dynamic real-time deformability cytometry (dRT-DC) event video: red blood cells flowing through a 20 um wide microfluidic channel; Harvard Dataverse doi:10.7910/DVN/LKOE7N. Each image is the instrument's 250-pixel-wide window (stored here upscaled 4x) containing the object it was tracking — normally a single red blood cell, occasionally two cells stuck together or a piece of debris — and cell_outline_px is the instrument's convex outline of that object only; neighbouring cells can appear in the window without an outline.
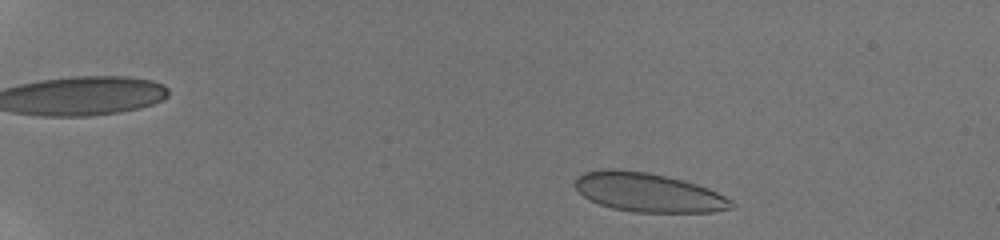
{"species": "human", "species_latin": "Homo sapiens", "temperature_condition": "room temperature", "stored_images_in_passage": 48, "camera_frame_rate_fps": 3000, "um_per_image_px": 0.085, "donor": {"sex": "male"}, "frame": {"image": 1, "passage_image": 4, "time_ms": 1.0, "image_size_px": [1000, 240], "cell_outline_px": [[736, 208], [712, 212], [632, 212], [612, 208], [588, 200], [576, 188], [576, 176], [584, 172], [604, 168], [616, 168], [648, 172], [684, 180], [708, 188], [732, 200], [736, 204]], "centroid_in_image_um": [55.11, 16.35], "position_along_channel_um": 29.9, "area_um2": 35.84}}
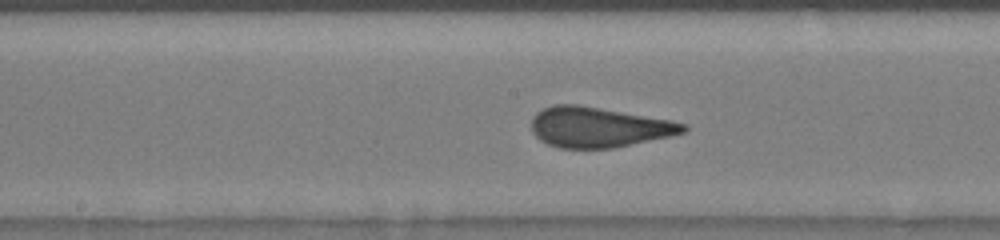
{"frame": {"image": 2, "passage_image": 26, "time_ms": 8.333, "image_size_px": [1000, 240], "cell_outline_px": [[688, 128], [684, 132], [672, 136], [612, 148], [560, 148], [548, 144], [540, 140], [532, 132], [532, 116], [536, 112], [544, 108], [556, 104], [576, 104], [672, 120], [688, 124]], "centroid_in_image_um": [50.89, 10.81], "position_along_channel_um": 197.3, "area_um2": 35.6}}
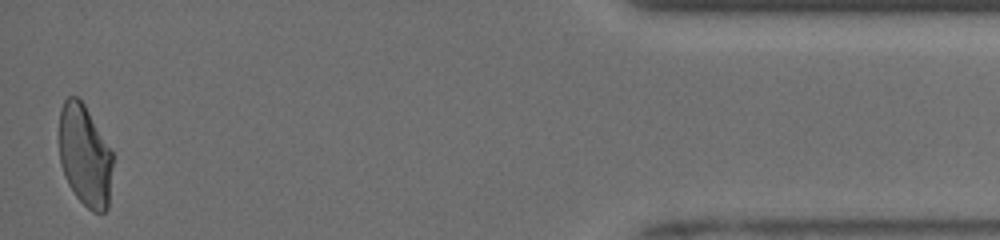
{"frame": {"image": 3, "passage_image": 48, "time_ms": 15.667, "image_size_px": [1000, 240], "cell_outline_px": [[112, 164], [108, 208], [104, 212], [92, 212], [76, 196], [68, 184], [64, 176], [60, 164], [60, 108], [64, 100], [68, 96], [76, 96], [84, 104], [112, 152]], "centroid_in_image_um": [7.2, 13.24], "position_along_channel_um": 428.0, "area_um2": 31.44}, "authors_computed_cell_mechanics": {"area_um2": 35.2869, "velocity_mm_per_s": 3.9605, "shape_relaxation_time_tau1_ms": 6.8526, "shape_relaxation_time_tau2_ms": null, "deformation_change_tau1": 0.1846, "deformation_change_tau2": null}}